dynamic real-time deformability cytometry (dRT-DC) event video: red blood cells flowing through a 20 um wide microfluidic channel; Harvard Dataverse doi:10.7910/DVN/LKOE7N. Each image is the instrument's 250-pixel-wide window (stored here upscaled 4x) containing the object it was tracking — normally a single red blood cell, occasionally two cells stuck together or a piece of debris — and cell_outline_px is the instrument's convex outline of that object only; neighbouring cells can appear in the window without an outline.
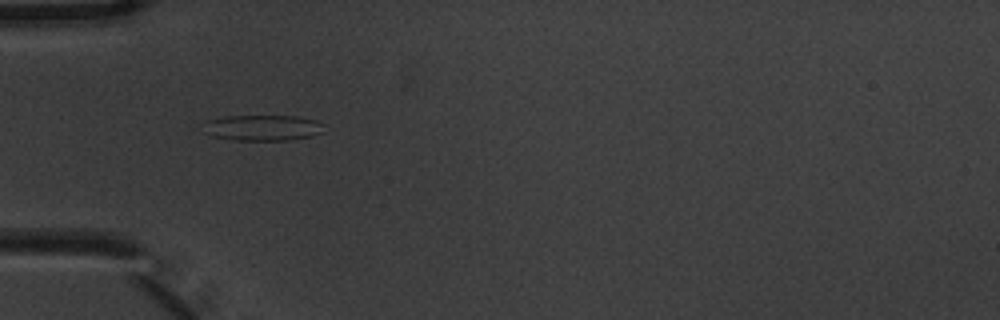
{"species": "common noctule bat (a hibernating species)", "species_latin": "Nyctalus noctula", "temperature_condition": "warm", "stored_images_in_passage": 4, "camera_frame_rate_fps": 3000, "um_per_image_px": 0.085, "animal": {"sex": "male", "body_mass_g": 20.1, "forearm_length_mm": 53.5}, "frame": {"image": 1, "passage_image": 4, "time_ms": 1.0, "image_size_px": [1000, 320], "cell_outline_px": [[324, 132], [312, 136], [288, 140], [236, 140], [212, 136], [200, 132], [200, 124], [208, 120], [224, 116], [296, 116], [316, 120], [324, 124]], "centroid_in_image_um": [22.26, 10.86], "position_along_channel_um": 62.7, "area_um2": 18.55}}